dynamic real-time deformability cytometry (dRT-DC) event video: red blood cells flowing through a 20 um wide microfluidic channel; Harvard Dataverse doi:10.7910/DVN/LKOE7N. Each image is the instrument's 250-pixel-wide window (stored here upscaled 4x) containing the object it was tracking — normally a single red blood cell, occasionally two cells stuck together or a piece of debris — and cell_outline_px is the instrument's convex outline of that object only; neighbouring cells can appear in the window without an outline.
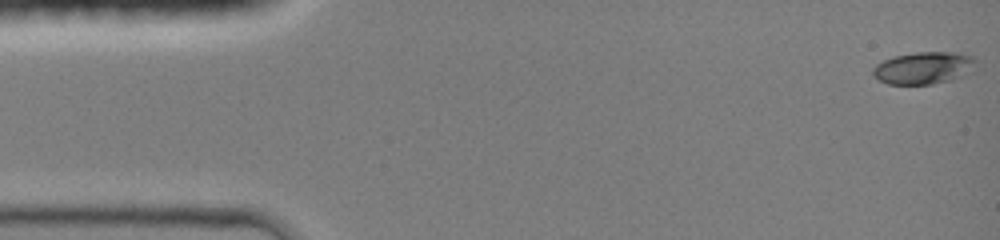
{"species": "common noctule bat (a hibernating species)", "species_latin": "Nyctalus noctula", "temperature_condition": "room temperature", "stored_images_in_passage": 13, "camera_frame_rate_fps": 3000, "um_per_image_px": 0.085, "animal": {"sex": "female", "body_mass_g": 19.0, "forearm_length_mm": 51.5}, "frame": {"image": 1, "passage_image": 1, "time_ms": 0.0, "image_size_px": [1000, 240], "cell_outline_px": [[976, 60], [972, 72], [952, 80], [932, 84], [888, 84], [872, 76], [872, 68], [876, 64], [884, 60], [896, 56], [916, 52], [960, 52], [972, 56]], "centroid_in_image_um": [78.53, 5.77], "position_along_channel_um": 6.5, "area_um2": 19.48}}
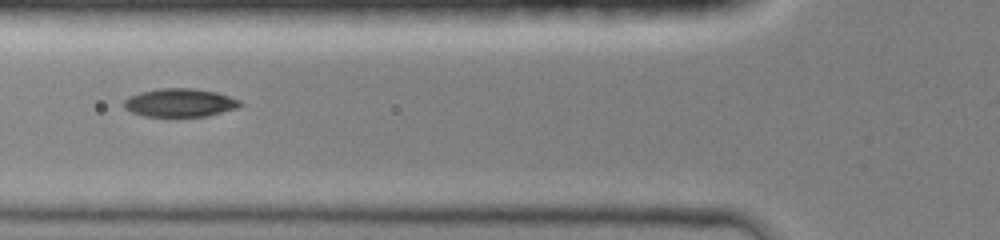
{"frame": {"image": 2, "passage_image": 10, "time_ms": 5.333, "image_size_px": [1000, 240], "cell_outline_px": [[244, 104], [236, 108], [208, 116], [144, 116], [132, 112], [124, 108], [124, 100], [128, 96], [140, 92], [160, 88], [192, 88], [216, 92], [240, 100]], "centroid_in_image_um": [15.28, 8.72], "position_along_channel_um": 110.5, "area_um2": 19.13}}
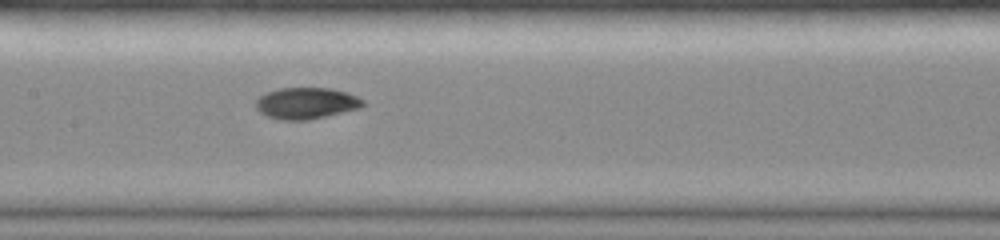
{"frame": {"image": 3, "passage_image": 13, "time_ms": 7.0, "image_size_px": [1000, 240], "cell_outline_px": [[364, 104], [360, 108], [308, 120], [280, 120], [268, 116], [260, 112], [256, 108], [256, 100], [260, 96], [268, 92], [280, 88], [328, 88], [348, 92], [364, 100]], "centroid_in_image_um": [26.04, 8.77], "position_along_channel_um": 181.4, "area_um2": 19.48}}